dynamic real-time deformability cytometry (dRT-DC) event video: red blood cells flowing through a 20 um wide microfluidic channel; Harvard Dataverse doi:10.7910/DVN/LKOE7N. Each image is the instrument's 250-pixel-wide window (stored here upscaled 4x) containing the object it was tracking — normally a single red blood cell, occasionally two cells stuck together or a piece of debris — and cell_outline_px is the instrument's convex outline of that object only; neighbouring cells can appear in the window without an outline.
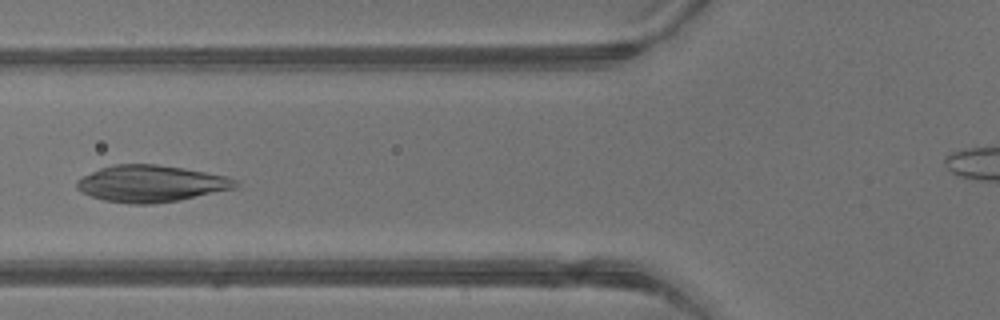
{"species": "common noctule bat (a hibernating species)", "species_latin": "Nyctalus noctula", "temperature_condition": "warm", "stored_images_in_passage": 5, "camera_frame_rate_fps": 3000, "um_per_image_px": 0.085, "animal": {"sex": "male", "body_mass_g": 13.3}, "frame": {"image": 1, "passage_image": 5, "time_ms": 1.333, "image_size_px": [1000, 320], "cell_outline_px": [[240, 184], [236, 188], [180, 200], [152, 204], [132, 204], [104, 200], [80, 192], [76, 188], [76, 180], [100, 168], [112, 164], [156, 164], [184, 168], [224, 176], [236, 180]], "centroid_in_image_um": [12.82, 15.61], "position_along_channel_um": 113.0, "area_um2": 33.87}}